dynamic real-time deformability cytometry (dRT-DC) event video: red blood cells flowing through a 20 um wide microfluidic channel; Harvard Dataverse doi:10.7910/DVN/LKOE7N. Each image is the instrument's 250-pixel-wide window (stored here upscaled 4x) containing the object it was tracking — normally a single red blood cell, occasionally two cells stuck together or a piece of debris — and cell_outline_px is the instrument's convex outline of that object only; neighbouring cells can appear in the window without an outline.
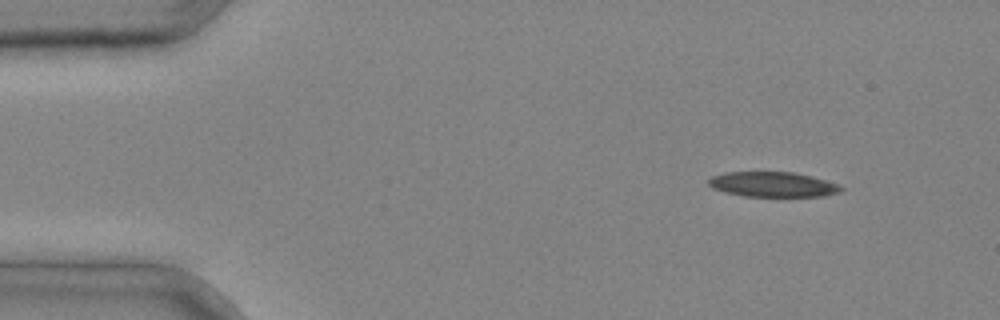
{"species": "common noctule bat (a hibernating species)", "species_latin": "Nyctalus noctula", "temperature_condition": "cold", "stored_images_in_passage": 2, "camera_frame_rate_fps": 3000, "um_per_image_px": 0.085, "animal": {"sex": "male", "body_mass_g": 20.4}, "frame": {"image": 1, "passage_image": 1, "time_ms": 0.0, "image_size_px": [1000, 320], "cell_outline_px": [[844, 188], [840, 192], [824, 196], [744, 196], [724, 192], [712, 188], [708, 184], [708, 180], [712, 176], [728, 172], [792, 172], [812, 176], [836, 184]], "centroid_in_image_um": [65.66, 15.68], "position_along_channel_um": 19.3, "area_um2": 19.19}}